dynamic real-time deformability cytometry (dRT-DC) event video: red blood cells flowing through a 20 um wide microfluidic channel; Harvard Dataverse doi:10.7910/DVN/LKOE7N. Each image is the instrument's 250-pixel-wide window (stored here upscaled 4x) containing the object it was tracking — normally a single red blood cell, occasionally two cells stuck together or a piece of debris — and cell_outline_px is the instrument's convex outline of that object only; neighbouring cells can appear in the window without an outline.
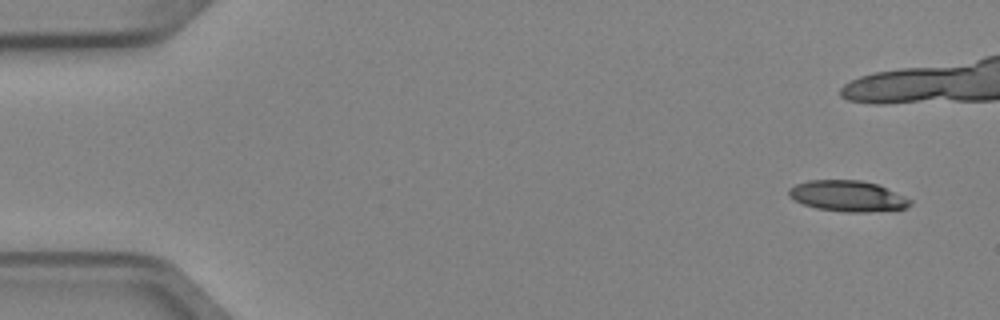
{"species": "Egyptian fruit bat (a non-hibernating species)", "species_latin": "Rousettus aegyptiacus", "temperature_condition": "cold", "stored_images_in_passage": 6, "camera_frame_rate_fps": 3000, "um_per_image_px": 0.085, "animal": {"sex": "female"}, "frame": {"image": 1, "passage_image": 1, "time_ms": 0.0, "image_size_px": [1000, 320], "cell_outline_px": [[912, 204], [904, 208], [868, 212], [848, 212], [816, 208], [804, 204], [788, 196], [788, 188], [796, 184], [808, 180], [860, 180], [876, 184], [904, 196], [912, 200]], "centroid_in_image_um": [72.03, 16.66], "position_along_channel_um": 13.0, "area_um2": 21.62}}